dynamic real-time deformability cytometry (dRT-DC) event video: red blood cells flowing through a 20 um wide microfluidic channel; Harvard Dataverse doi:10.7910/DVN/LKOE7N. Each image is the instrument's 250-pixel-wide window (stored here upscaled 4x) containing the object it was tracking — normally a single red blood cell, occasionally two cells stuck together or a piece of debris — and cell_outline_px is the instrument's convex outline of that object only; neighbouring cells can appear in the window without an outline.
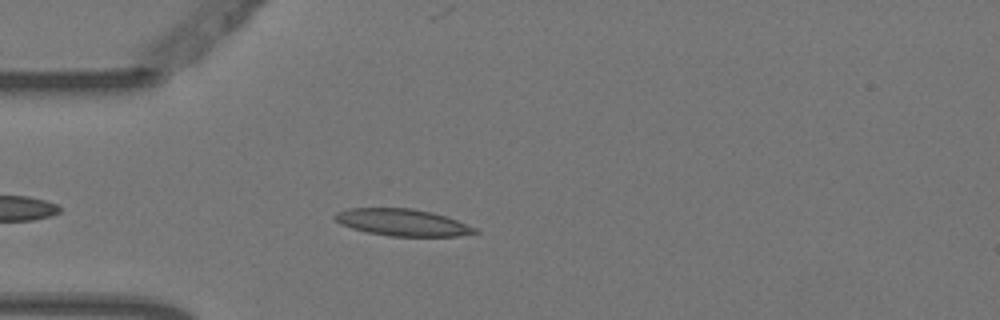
{"species": "Egyptian fruit bat (a non-hibernating species)", "species_latin": "Rousettus aegyptiacus", "temperature_condition": "warm", "stored_images_in_passage": 4, "camera_frame_rate_fps": 3000, "um_per_image_px": 0.085, "animal": {"sex": "female"}, "frame": {"image": 1, "passage_image": 4, "time_ms": 1.0, "image_size_px": [1000, 320], "cell_outline_px": [[480, 232], [456, 236], [388, 236], [368, 232], [352, 228], [340, 224], [332, 216], [336, 212], [348, 208], [412, 208], [432, 212], [456, 220], [476, 228]], "centroid_in_image_um": [34.17, 18.9], "position_along_channel_um": 50.8, "area_um2": 21.85}}